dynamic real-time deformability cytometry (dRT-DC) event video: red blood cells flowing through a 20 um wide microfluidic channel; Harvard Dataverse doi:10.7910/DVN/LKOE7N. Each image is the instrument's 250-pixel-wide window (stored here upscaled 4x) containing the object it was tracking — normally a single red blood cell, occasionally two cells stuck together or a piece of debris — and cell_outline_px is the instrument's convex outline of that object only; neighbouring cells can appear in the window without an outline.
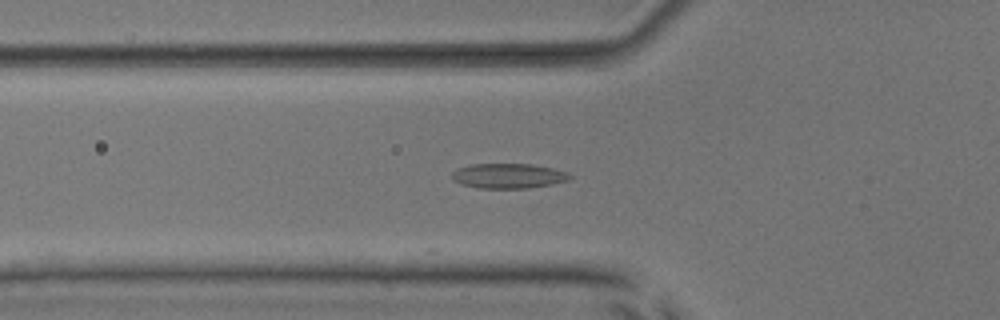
{"species": "common noctule bat (a hibernating species)", "species_latin": "Nyctalus noctula", "temperature_condition": "room temperature", "stored_images_in_passage": 6, "camera_frame_rate_fps": 3000, "um_per_image_px": 0.085, "animal": {"sex": "male", "body_mass_g": 17.9, "forearm_length_mm": 54.2}, "frame": {"image": 1, "passage_image": 2, "time_ms": 0.333, "image_size_px": [1000, 320], "cell_outline_px": [[572, 176], [568, 180], [552, 184], [528, 188], [480, 188], [464, 184], [452, 180], [452, 172], [456, 168], [472, 164], [532, 164], [552, 168], [568, 172]], "centroid_in_image_um": [43.21, 14.94], "position_along_channel_um": 82.6, "area_um2": 17.05}}
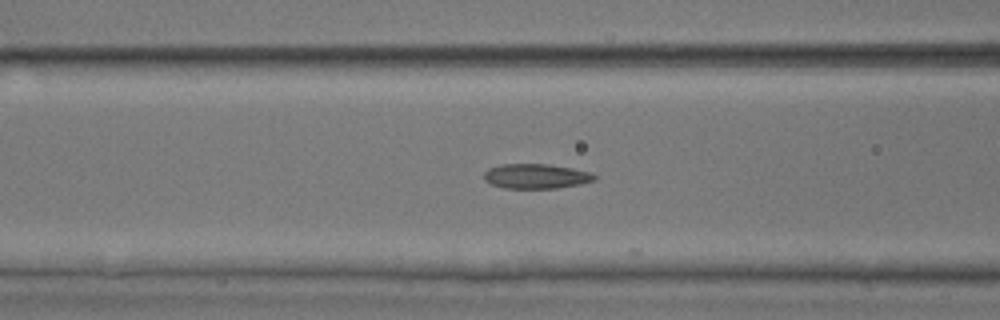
{"frame": {"image": 2, "passage_image": 5, "time_ms": 1.333, "image_size_px": [1000, 320], "cell_outline_px": [[596, 180], [580, 184], [556, 188], [504, 188], [492, 184], [484, 180], [484, 172], [488, 168], [500, 164], [548, 164], [572, 168], [588, 172], [596, 176]], "centroid_in_image_um": [45.53, 14.97], "position_along_channel_um": 121.1, "area_um2": 15.9}}